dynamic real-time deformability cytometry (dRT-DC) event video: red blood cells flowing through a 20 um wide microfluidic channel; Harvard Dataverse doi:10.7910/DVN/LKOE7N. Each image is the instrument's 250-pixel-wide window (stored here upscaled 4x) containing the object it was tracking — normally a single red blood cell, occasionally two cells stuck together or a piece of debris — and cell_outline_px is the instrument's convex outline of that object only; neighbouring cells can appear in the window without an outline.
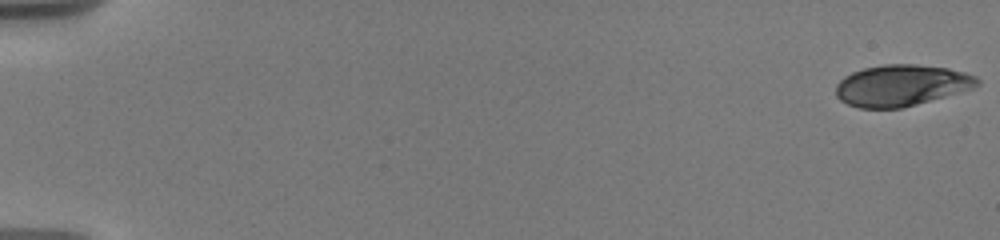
{"species": "human", "species_latin": "Homo sapiens", "temperature_condition": "warm", "stored_images_in_passage": 49, "camera_frame_rate_fps": 3000, "um_per_image_px": 0.085, "donor": {"sex": "male"}, "frame": {"image": 1, "passage_image": 1, "time_ms": 0.0, "image_size_px": [1000, 240], "cell_outline_px": [[980, 84], [972, 88], [916, 104], [900, 108], [860, 108], [848, 104], [840, 100], [836, 96], [836, 84], [844, 76], [852, 72], [864, 68], [884, 64], [916, 64], [948, 68], [964, 72], [976, 76], [980, 80]], "centroid_in_image_um": [76.59, 7.25], "position_along_channel_um": 8.4, "area_um2": 33.87}}
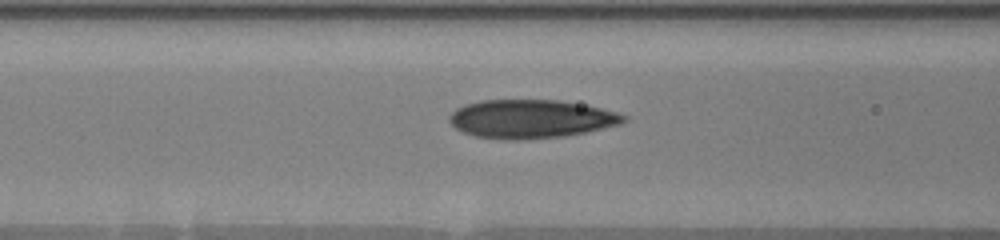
{"frame": {"image": 2, "passage_image": 24, "time_ms": 8.0, "image_size_px": [1000, 240], "cell_outline_px": [[628, 120], [624, 124], [564, 136], [516, 140], [476, 136], [464, 132], [456, 128], [448, 120], [448, 116], [456, 108], [480, 100], [560, 100], [600, 108], [616, 112], [628, 116]], "centroid_in_image_um": [45.16, 10.1], "position_along_channel_um": 121.4, "area_um2": 38.96}}
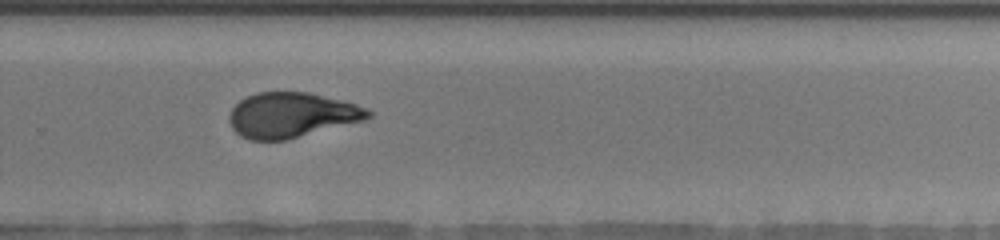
{"frame": {"image": 3, "passage_image": 46, "time_ms": 13.0, "image_size_px": [1000, 240], "cell_outline_px": [[372, 116], [368, 120], [288, 140], [248, 140], [240, 136], [232, 128], [228, 120], [228, 116], [232, 108], [240, 100], [256, 92], [308, 92], [356, 104], [368, 108], [372, 112]], "centroid_in_image_um": [24.81, 9.8], "position_along_channel_um": 305.0, "area_um2": 36.93}}